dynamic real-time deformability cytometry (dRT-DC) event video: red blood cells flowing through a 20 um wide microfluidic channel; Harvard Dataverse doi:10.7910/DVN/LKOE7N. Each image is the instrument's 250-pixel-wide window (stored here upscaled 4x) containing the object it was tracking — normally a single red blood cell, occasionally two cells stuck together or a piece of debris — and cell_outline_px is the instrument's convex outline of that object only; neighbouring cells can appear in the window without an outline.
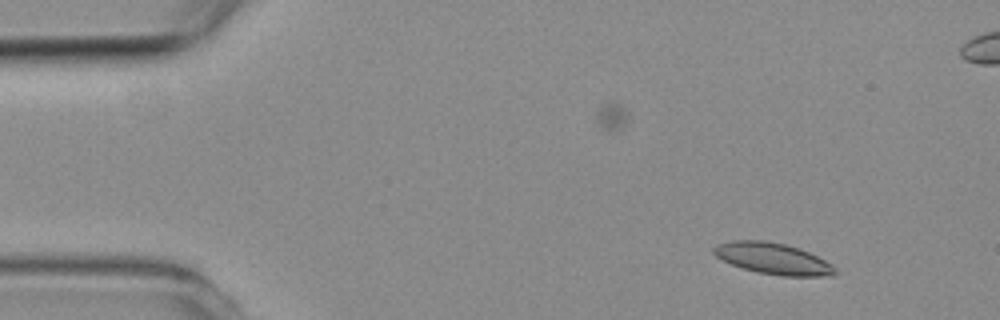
{"species": "common noctule bat (a hibernating species)", "species_latin": "Nyctalus noctula", "temperature_condition": "room temperature", "stored_images_in_passage": 4, "camera_frame_rate_fps": 3000, "um_per_image_px": 0.085, "animal": {"sex": "female", "body_mass_g": 19.3, "forearm_length_mm": 54.1}, "frame": {"image": 1, "passage_image": 1, "time_ms": 0.0, "image_size_px": [1000, 320], "cell_outline_px": [[836, 272], [832, 276], [784, 276], [756, 272], [732, 264], [716, 256], [712, 252], [712, 248], [720, 244], [732, 240], [764, 240], [784, 244], [800, 248], [832, 264], [836, 268]], "centroid_in_image_um": [65.72, 21.98], "position_along_channel_um": 19.3, "area_um2": 21.96}}